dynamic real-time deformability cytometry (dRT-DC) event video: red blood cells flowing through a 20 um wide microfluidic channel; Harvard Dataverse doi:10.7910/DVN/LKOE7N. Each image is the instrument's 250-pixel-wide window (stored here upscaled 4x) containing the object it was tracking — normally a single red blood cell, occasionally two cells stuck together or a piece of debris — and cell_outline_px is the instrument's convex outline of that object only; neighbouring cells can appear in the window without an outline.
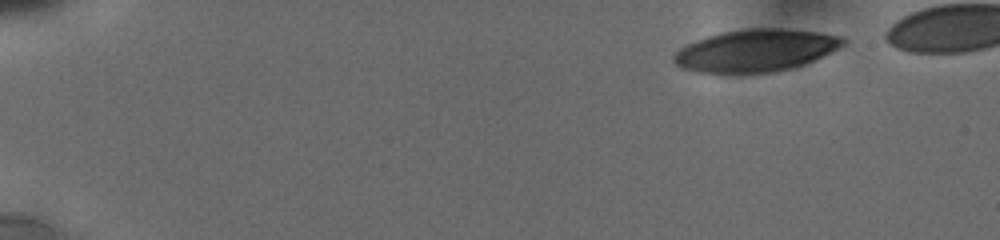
{"species": "human", "species_latin": "Homo sapiens", "temperature_condition": "cold", "stored_images_in_passage": 27, "camera_frame_rate_fps": 3000, "um_per_image_px": 0.085, "donor": {"sex": "male"}, "frame": {"image": 1, "passage_image": 1, "time_ms": 0.0, "image_size_px": [1000, 240], "cell_outline_px": [[848, 40], [840, 48], [832, 52], [804, 64], [792, 68], [772, 72], [700, 72], [684, 68], [676, 64], [672, 60], [672, 56], [680, 48], [696, 40], [708, 36], [724, 32], [744, 28], [776, 28], [820, 32], [844, 36]], "centroid_in_image_um": [64.29, 4.27], "position_along_channel_um": 20.7, "area_um2": 41.5}}